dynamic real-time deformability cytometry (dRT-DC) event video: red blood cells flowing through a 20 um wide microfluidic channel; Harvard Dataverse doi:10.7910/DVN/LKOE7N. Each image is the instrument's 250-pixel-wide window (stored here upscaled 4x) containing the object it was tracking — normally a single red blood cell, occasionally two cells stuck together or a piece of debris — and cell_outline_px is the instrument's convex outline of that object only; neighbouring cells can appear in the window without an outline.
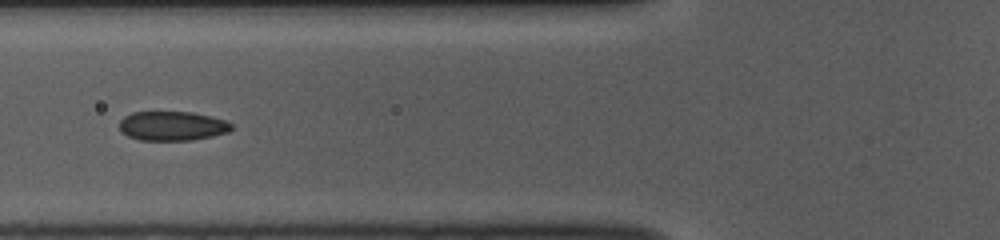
{"species": "common noctule bat (a hibernating species)", "species_latin": "Nyctalus noctula", "temperature_condition": "room temperature", "stored_images_in_passage": 26, "camera_frame_rate_fps": 3000, "um_per_image_px": 0.085, "animal": {"sex": "female", "body_mass_g": 10.0, "forearm_length_mm": 53.1}, "frame": {"image": 1, "passage_image": 8, "time_ms": 2.333, "image_size_px": [1000, 240], "cell_outline_px": [[232, 128], [228, 132], [212, 136], [192, 140], [140, 140], [128, 136], [120, 132], [120, 120], [124, 116], [132, 112], [192, 112], [212, 116], [228, 120], [232, 124]], "centroid_in_image_um": [14.65, 10.7], "position_along_channel_um": 111.1, "area_um2": 19.31}}
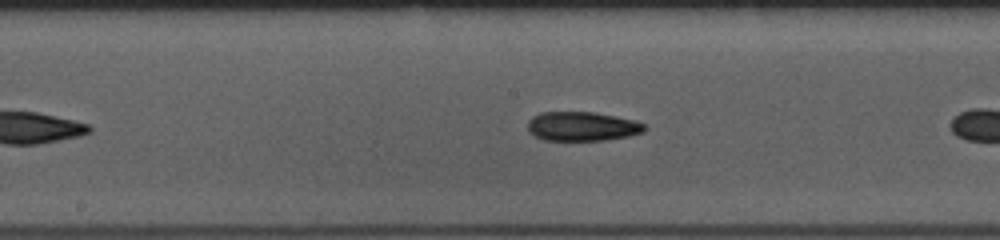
{"frame": {"image": 2, "passage_image": 12, "time_ms": 3.667, "image_size_px": [1000, 240], "cell_outline_px": [[648, 128], [644, 132], [628, 136], [604, 140], [544, 140], [528, 132], [528, 120], [532, 116], [540, 112], [592, 112], [632, 120], [644, 124]], "centroid_in_image_um": [49.45, 10.74], "position_along_channel_um": 198.7, "area_um2": 19.77}}